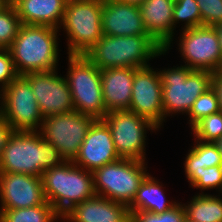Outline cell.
Returning <instances> with one entry per match:
<instances>
[{"label": "cell", "instance_id": "24", "mask_svg": "<svg viewBox=\"0 0 222 222\" xmlns=\"http://www.w3.org/2000/svg\"><path fill=\"white\" fill-rule=\"evenodd\" d=\"M186 219L192 222H222V197L198 193L187 204H183Z\"/></svg>", "mask_w": 222, "mask_h": 222}, {"label": "cell", "instance_id": "32", "mask_svg": "<svg viewBox=\"0 0 222 222\" xmlns=\"http://www.w3.org/2000/svg\"><path fill=\"white\" fill-rule=\"evenodd\" d=\"M200 8L202 26L222 23V0H196Z\"/></svg>", "mask_w": 222, "mask_h": 222}, {"label": "cell", "instance_id": "29", "mask_svg": "<svg viewBox=\"0 0 222 222\" xmlns=\"http://www.w3.org/2000/svg\"><path fill=\"white\" fill-rule=\"evenodd\" d=\"M191 130L195 139L214 143L222 137V111L204 117Z\"/></svg>", "mask_w": 222, "mask_h": 222}, {"label": "cell", "instance_id": "37", "mask_svg": "<svg viewBox=\"0 0 222 222\" xmlns=\"http://www.w3.org/2000/svg\"><path fill=\"white\" fill-rule=\"evenodd\" d=\"M116 1L122 2V3L140 5V4L143 3L145 0H116Z\"/></svg>", "mask_w": 222, "mask_h": 222}, {"label": "cell", "instance_id": "2", "mask_svg": "<svg viewBox=\"0 0 222 222\" xmlns=\"http://www.w3.org/2000/svg\"><path fill=\"white\" fill-rule=\"evenodd\" d=\"M59 32L50 26L21 25L8 48L18 75L57 69Z\"/></svg>", "mask_w": 222, "mask_h": 222}, {"label": "cell", "instance_id": "15", "mask_svg": "<svg viewBox=\"0 0 222 222\" xmlns=\"http://www.w3.org/2000/svg\"><path fill=\"white\" fill-rule=\"evenodd\" d=\"M0 209H19L46 202L42 178L20 173H0Z\"/></svg>", "mask_w": 222, "mask_h": 222}, {"label": "cell", "instance_id": "16", "mask_svg": "<svg viewBox=\"0 0 222 222\" xmlns=\"http://www.w3.org/2000/svg\"><path fill=\"white\" fill-rule=\"evenodd\" d=\"M120 159L116 151L110 128L103 120H96L72 161L81 168L94 172L105 164Z\"/></svg>", "mask_w": 222, "mask_h": 222}, {"label": "cell", "instance_id": "3", "mask_svg": "<svg viewBox=\"0 0 222 222\" xmlns=\"http://www.w3.org/2000/svg\"><path fill=\"white\" fill-rule=\"evenodd\" d=\"M165 54L163 48L149 35H103L85 56L100 70H106L147 67L150 60Z\"/></svg>", "mask_w": 222, "mask_h": 222}, {"label": "cell", "instance_id": "5", "mask_svg": "<svg viewBox=\"0 0 222 222\" xmlns=\"http://www.w3.org/2000/svg\"><path fill=\"white\" fill-rule=\"evenodd\" d=\"M162 82V101L164 122L171 114L185 113L193 106L195 100L212 86L213 72L193 70L185 65L163 68L159 71Z\"/></svg>", "mask_w": 222, "mask_h": 222}, {"label": "cell", "instance_id": "7", "mask_svg": "<svg viewBox=\"0 0 222 222\" xmlns=\"http://www.w3.org/2000/svg\"><path fill=\"white\" fill-rule=\"evenodd\" d=\"M68 70L65 79L70 88L74 111L103 120L105 109L101 70L85 55H68Z\"/></svg>", "mask_w": 222, "mask_h": 222}, {"label": "cell", "instance_id": "6", "mask_svg": "<svg viewBox=\"0 0 222 222\" xmlns=\"http://www.w3.org/2000/svg\"><path fill=\"white\" fill-rule=\"evenodd\" d=\"M103 0H68L60 29L67 34L68 55H85L103 36Z\"/></svg>", "mask_w": 222, "mask_h": 222}, {"label": "cell", "instance_id": "38", "mask_svg": "<svg viewBox=\"0 0 222 222\" xmlns=\"http://www.w3.org/2000/svg\"><path fill=\"white\" fill-rule=\"evenodd\" d=\"M214 143L217 146L219 154L221 155V158H222V137L216 140Z\"/></svg>", "mask_w": 222, "mask_h": 222}, {"label": "cell", "instance_id": "25", "mask_svg": "<svg viewBox=\"0 0 222 222\" xmlns=\"http://www.w3.org/2000/svg\"><path fill=\"white\" fill-rule=\"evenodd\" d=\"M62 216L47 201L43 205L0 209V222H58Z\"/></svg>", "mask_w": 222, "mask_h": 222}, {"label": "cell", "instance_id": "11", "mask_svg": "<svg viewBox=\"0 0 222 222\" xmlns=\"http://www.w3.org/2000/svg\"><path fill=\"white\" fill-rule=\"evenodd\" d=\"M178 50L185 66L193 70L222 71V55L215 27L182 29Z\"/></svg>", "mask_w": 222, "mask_h": 222}, {"label": "cell", "instance_id": "14", "mask_svg": "<svg viewBox=\"0 0 222 222\" xmlns=\"http://www.w3.org/2000/svg\"><path fill=\"white\" fill-rule=\"evenodd\" d=\"M30 83L43 117L74 111V103L65 77L57 69L23 75Z\"/></svg>", "mask_w": 222, "mask_h": 222}, {"label": "cell", "instance_id": "23", "mask_svg": "<svg viewBox=\"0 0 222 222\" xmlns=\"http://www.w3.org/2000/svg\"><path fill=\"white\" fill-rule=\"evenodd\" d=\"M194 140V146L188 150L184 161V171L191 186L198 180V173L203 168L222 165V158L215 143L202 142L195 138Z\"/></svg>", "mask_w": 222, "mask_h": 222}, {"label": "cell", "instance_id": "30", "mask_svg": "<svg viewBox=\"0 0 222 222\" xmlns=\"http://www.w3.org/2000/svg\"><path fill=\"white\" fill-rule=\"evenodd\" d=\"M185 219V208L178 201L173 207L160 214L145 211L130 212V222H184Z\"/></svg>", "mask_w": 222, "mask_h": 222}, {"label": "cell", "instance_id": "20", "mask_svg": "<svg viewBox=\"0 0 222 222\" xmlns=\"http://www.w3.org/2000/svg\"><path fill=\"white\" fill-rule=\"evenodd\" d=\"M133 79L134 68L101 70L102 95L107 112L129 110Z\"/></svg>", "mask_w": 222, "mask_h": 222}, {"label": "cell", "instance_id": "8", "mask_svg": "<svg viewBox=\"0 0 222 222\" xmlns=\"http://www.w3.org/2000/svg\"><path fill=\"white\" fill-rule=\"evenodd\" d=\"M146 162L118 159L93 172L95 194L129 207L146 176Z\"/></svg>", "mask_w": 222, "mask_h": 222}, {"label": "cell", "instance_id": "26", "mask_svg": "<svg viewBox=\"0 0 222 222\" xmlns=\"http://www.w3.org/2000/svg\"><path fill=\"white\" fill-rule=\"evenodd\" d=\"M220 103L218 94L213 85L202 93L193 103L192 108L188 112L189 125L192 128L197 122L204 117L219 112Z\"/></svg>", "mask_w": 222, "mask_h": 222}, {"label": "cell", "instance_id": "9", "mask_svg": "<svg viewBox=\"0 0 222 222\" xmlns=\"http://www.w3.org/2000/svg\"><path fill=\"white\" fill-rule=\"evenodd\" d=\"M103 121L111 130L120 158L146 161V133L159 130L156 125L130 110L107 112Z\"/></svg>", "mask_w": 222, "mask_h": 222}, {"label": "cell", "instance_id": "1", "mask_svg": "<svg viewBox=\"0 0 222 222\" xmlns=\"http://www.w3.org/2000/svg\"><path fill=\"white\" fill-rule=\"evenodd\" d=\"M65 159L39 131H12L0 157V173H20L41 177Z\"/></svg>", "mask_w": 222, "mask_h": 222}, {"label": "cell", "instance_id": "18", "mask_svg": "<svg viewBox=\"0 0 222 222\" xmlns=\"http://www.w3.org/2000/svg\"><path fill=\"white\" fill-rule=\"evenodd\" d=\"M175 0H145L139 5L143 25L148 35L165 53L173 46V9ZM172 44V45H171Z\"/></svg>", "mask_w": 222, "mask_h": 222}, {"label": "cell", "instance_id": "35", "mask_svg": "<svg viewBox=\"0 0 222 222\" xmlns=\"http://www.w3.org/2000/svg\"><path fill=\"white\" fill-rule=\"evenodd\" d=\"M212 85L218 94L220 109L222 111V71L214 73Z\"/></svg>", "mask_w": 222, "mask_h": 222}, {"label": "cell", "instance_id": "33", "mask_svg": "<svg viewBox=\"0 0 222 222\" xmlns=\"http://www.w3.org/2000/svg\"><path fill=\"white\" fill-rule=\"evenodd\" d=\"M17 76L9 49H0V90H4Z\"/></svg>", "mask_w": 222, "mask_h": 222}, {"label": "cell", "instance_id": "40", "mask_svg": "<svg viewBox=\"0 0 222 222\" xmlns=\"http://www.w3.org/2000/svg\"><path fill=\"white\" fill-rule=\"evenodd\" d=\"M0 118L3 115V90H0Z\"/></svg>", "mask_w": 222, "mask_h": 222}, {"label": "cell", "instance_id": "36", "mask_svg": "<svg viewBox=\"0 0 222 222\" xmlns=\"http://www.w3.org/2000/svg\"><path fill=\"white\" fill-rule=\"evenodd\" d=\"M214 27H215V30H216L217 35H218L219 45H220V50H221V55H222V23L217 24Z\"/></svg>", "mask_w": 222, "mask_h": 222}, {"label": "cell", "instance_id": "13", "mask_svg": "<svg viewBox=\"0 0 222 222\" xmlns=\"http://www.w3.org/2000/svg\"><path fill=\"white\" fill-rule=\"evenodd\" d=\"M130 111L149 119L159 129L164 123L162 82L159 71L151 67L134 68Z\"/></svg>", "mask_w": 222, "mask_h": 222}, {"label": "cell", "instance_id": "21", "mask_svg": "<svg viewBox=\"0 0 222 222\" xmlns=\"http://www.w3.org/2000/svg\"><path fill=\"white\" fill-rule=\"evenodd\" d=\"M68 0H12L21 24L60 29Z\"/></svg>", "mask_w": 222, "mask_h": 222}, {"label": "cell", "instance_id": "28", "mask_svg": "<svg viewBox=\"0 0 222 222\" xmlns=\"http://www.w3.org/2000/svg\"><path fill=\"white\" fill-rule=\"evenodd\" d=\"M15 6L10 3L0 12V49H8L21 27Z\"/></svg>", "mask_w": 222, "mask_h": 222}, {"label": "cell", "instance_id": "17", "mask_svg": "<svg viewBox=\"0 0 222 222\" xmlns=\"http://www.w3.org/2000/svg\"><path fill=\"white\" fill-rule=\"evenodd\" d=\"M102 31L107 36L148 35L139 5L103 0Z\"/></svg>", "mask_w": 222, "mask_h": 222}, {"label": "cell", "instance_id": "27", "mask_svg": "<svg viewBox=\"0 0 222 222\" xmlns=\"http://www.w3.org/2000/svg\"><path fill=\"white\" fill-rule=\"evenodd\" d=\"M184 22L183 30L202 26L200 8L196 0H175L173 9V28Z\"/></svg>", "mask_w": 222, "mask_h": 222}, {"label": "cell", "instance_id": "34", "mask_svg": "<svg viewBox=\"0 0 222 222\" xmlns=\"http://www.w3.org/2000/svg\"><path fill=\"white\" fill-rule=\"evenodd\" d=\"M11 126L5 121L3 117L0 118V157L2 155L3 149L6 146L7 140L12 133Z\"/></svg>", "mask_w": 222, "mask_h": 222}, {"label": "cell", "instance_id": "31", "mask_svg": "<svg viewBox=\"0 0 222 222\" xmlns=\"http://www.w3.org/2000/svg\"><path fill=\"white\" fill-rule=\"evenodd\" d=\"M200 189L201 192L209 189H218L222 195V165L203 168L198 173V180L191 186Z\"/></svg>", "mask_w": 222, "mask_h": 222}, {"label": "cell", "instance_id": "39", "mask_svg": "<svg viewBox=\"0 0 222 222\" xmlns=\"http://www.w3.org/2000/svg\"><path fill=\"white\" fill-rule=\"evenodd\" d=\"M11 3L10 0H0V12Z\"/></svg>", "mask_w": 222, "mask_h": 222}, {"label": "cell", "instance_id": "4", "mask_svg": "<svg viewBox=\"0 0 222 222\" xmlns=\"http://www.w3.org/2000/svg\"><path fill=\"white\" fill-rule=\"evenodd\" d=\"M46 201L63 217L76 204L94 197L93 172L72 161L49 168L42 173Z\"/></svg>", "mask_w": 222, "mask_h": 222}, {"label": "cell", "instance_id": "41", "mask_svg": "<svg viewBox=\"0 0 222 222\" xmlns=\"http://www.w3.org/2000/svg\"><path fill=\"white\" fill-rule=\"evenodd\" d=\"M184 222H192V221H190V220H188V219H185V221Z\"/></svg>", "mask_w": 222, "mask_h": 222}, {"label": "cell", "instance_id": "10", "mask_svg": "<svg viewBox=\"0 0 222 222\" xmlns=\"http://www.w3.org/2000/svg\"><path fill=\"white\" fill-rule=\"evenodd\" d=\"M95 118L77 111L44 117L41 129L43 139L53 145L65 159L73 161Z\"/></svg>", "mask_w": 222, "mask_h": 222}, {"label": "cell", "instance_id": "22", "mask_svg": "<svg viewBox=\"0 0 222 222\" xmlns=\"http://www.w3.org/2000/svg\"><path fill=\"white\" fill-rule=\"evenodd\" d=\"M150 173L143 180L137 190V194L128 207L129 213L135 211L152 212L160 214L173 207L177 202L166 200L164 188Z\"/></svg>", "mask_w": 222, "mask_h": 222}, {"label": "cell", "instance_id": "19", "mask_svg": "<svg viewBox=\"0 0 222 222\" xmlns=\"http://www.w3.org/2000/svg\"><path fill=\"white\" fill-rule=\"evenodd\" d=\"M62 220L65 222H129L128 207L122 203L95 195L76 204Z\"/></svg>", "mask_w": 222, "mask_h": 222}, {"label": "cell", "instance_id": "12", "mask_svg": "<svg viewBox=\"0 0 222 222\" xmlns=\"http://www.w3.org/2000/svg\"><path fill=\"white\" fill-rule=\"evenodd\" d=\"M2 117L13 131L41 129L44 117L41 115L32 87L23 75H18L3 90Z\"/></svg>", "mask_w": 222, "mask_h": 222}]
</instances>
